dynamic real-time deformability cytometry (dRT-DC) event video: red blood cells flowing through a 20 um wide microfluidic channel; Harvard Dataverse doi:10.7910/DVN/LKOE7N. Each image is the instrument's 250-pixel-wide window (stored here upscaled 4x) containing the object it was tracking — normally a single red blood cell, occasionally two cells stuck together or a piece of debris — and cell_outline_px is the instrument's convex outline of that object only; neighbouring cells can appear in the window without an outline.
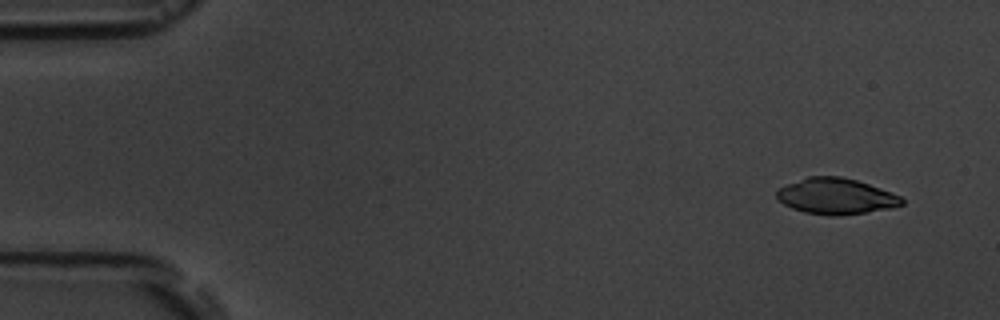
{"species": "common noctule bat (a hibernating species)", "species_latin": "Nyctalus noctula", "temperature_condition": "room temperature", "stored_images_in_passage": 4, "camera_frame_rate_fps": 3000, "um_per_image_px": 0.085, "animal": {"sex": "male", "body_mass_g": 19.5, "forearm_length_mm": 54.6}, "frame": {"image": 1, "passage_image": 1, "time_ms": 0.0, "image_size_px": [1000, 320], "cell_outline_px": [[904, 204], [892, 208], [840, 216], [828, 216], [804, 212], [792, 208], [784, 204], [776, 196], [776, 192], [780, 188], [788, 184], [808, 176], [840, 176], [856, 180], [880, 188], [900, 196], [904, 200]], "centroid_in_image_um": [71.07, 16.69], "position_along_channel_um": 13.9, "area_um2": 26.13}}
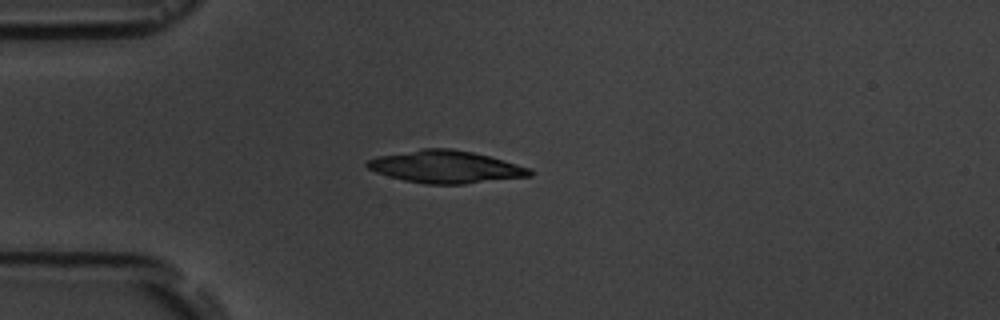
{"frame": {"image": 2, "passage_image": 4, "time_ms": 3.667, "image_size_px": [1000, 320], "cell_outline_px": [[532, 176], [464, 184], [424, 184], [404, 180], [388, 176], [376, 172], [368, 168], [364, 164], [368, 160], [376, 156], [424, 148], [452, 148], [472, 152], [488, 156], [532, 168]], "centroid_in_image_um": [37.88, 14.18], "position_along_channel_um": 47.1, "area_um2": 30.75}}